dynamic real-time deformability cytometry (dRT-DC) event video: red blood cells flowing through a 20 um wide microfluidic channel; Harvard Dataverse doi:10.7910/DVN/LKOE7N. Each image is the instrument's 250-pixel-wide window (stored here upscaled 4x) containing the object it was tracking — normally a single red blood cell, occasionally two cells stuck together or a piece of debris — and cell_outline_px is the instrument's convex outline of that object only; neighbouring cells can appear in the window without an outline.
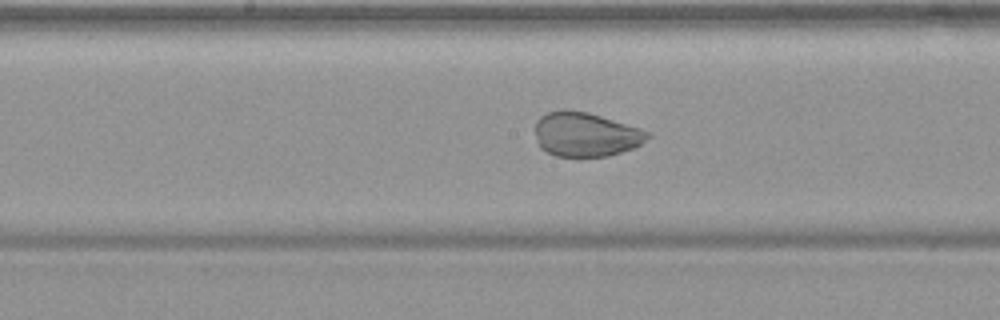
{"species": "common noctule bat (a hibernating species)", "species_latin": "Nyctalus noctula", "temperature_condition": "warm", "stored_images_in_passage": 54, "camera_frame_rate_fps": 3000, "um_per_image_px": 0.085, "animal": {"sex": "female", "body_mass_g": 19.9}, "frame": {"image": 1, "passage_image": 28, "time_ms": 9.0, "image_size_px": [1000, 320], "cell_outline_px": [[652, 136], [640, 144], [632, 148], [608, 156], [556, 156], [540, 148], [536, 140], [536, 120], [540, 116], [548, 112], [588, 112], [640, 128], [648, 132]], "centroid_in_image_um": [49.79, 11.45], "position_along_channel_um": 198.4, "area_um2": 28.44}}
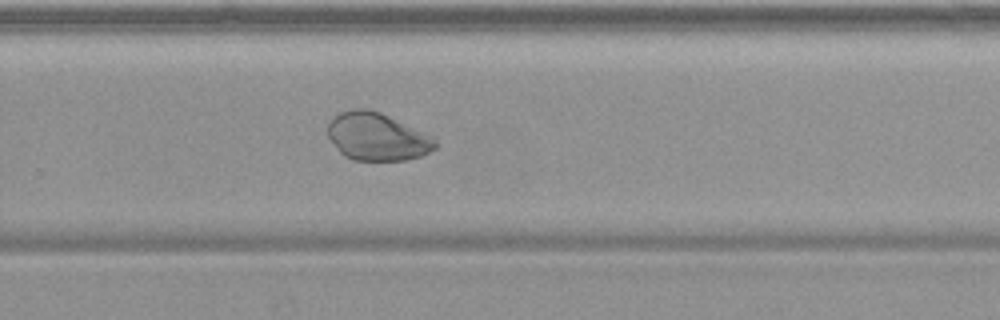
{"frame": {"image": 2, "passage_image": 36, "time_ms": 11.667, "image_size_px": [1000, 320], "cell_outline_px": [[436, 148], [420, 156], [404, 160], [352, 160], [344, 156], [340, 152], [328, 136], [328, 124], [332, 116], [340, 112], [352, 108], [368, 108], [380, 112], [436, 136]], "centroid_in_image_um": [32.06, 11.6], "position_along_channel_um": 297.7, "area_um2": 30.23}}
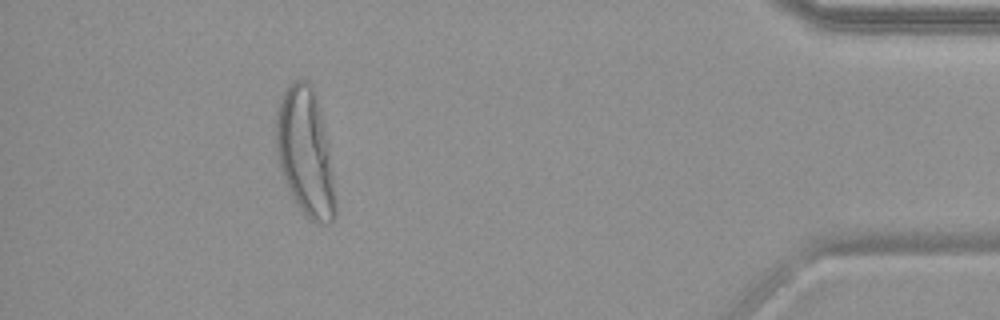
{"frame": {"image": 3, "passage_image": 49, "time_ms": 16.0, "image_size_px": [1000, 320], "cell_outline_px": [[336, 216], [328, 224], [324, 224], [312, 220], [300, 208], [292, 196], [284, 180], [280, 168], [276, 148], [276, 112], [284, 92], [288, 84], [292, 80], [308, 80], [312, 84], [316, 96], [328, 140], [336, 204]], "centroid_in_image_um": [25.96, 12.92], "position_along_channel_um": 409.2, "area_um2": 43.93}}